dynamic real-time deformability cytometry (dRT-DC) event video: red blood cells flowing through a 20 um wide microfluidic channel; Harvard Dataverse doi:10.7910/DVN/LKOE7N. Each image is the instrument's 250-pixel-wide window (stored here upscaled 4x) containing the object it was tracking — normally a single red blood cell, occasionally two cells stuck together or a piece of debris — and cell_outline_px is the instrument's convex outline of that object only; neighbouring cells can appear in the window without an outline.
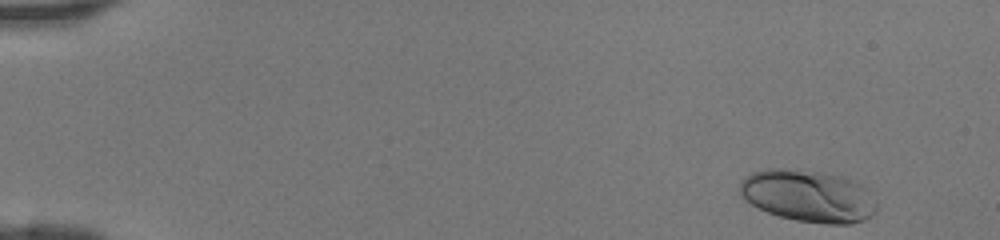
{"species": "human", "species_latin": "Homo sapiens", "temperature_condition": "room temperature", "stored_images_in_passage": 44, "camera_frame_rate_fps": 3000, "um_per_image_px": 0.085, "donor": {"sex": "female"}, "frame": {"image": 1, "passage_image": 1, "time_ms": 0.0, "image_size_px": [1000, 240], "cell_outline_px": [[876, 212], [864, 220], [852, 224], [828, 224], [796, 220], [780, 216], [768, 212], [744, 200], [740, 192], [740, 180], [744, 176], [752, 172], [768, 168], [784, 168], [824, 172], [844, 176], [860, 184], [864, 188], [876, 204]], "centroid_in_image_um": [68.67, 16.64], "position_along_channel_um": 16.3, "area_um2": 41.56}}
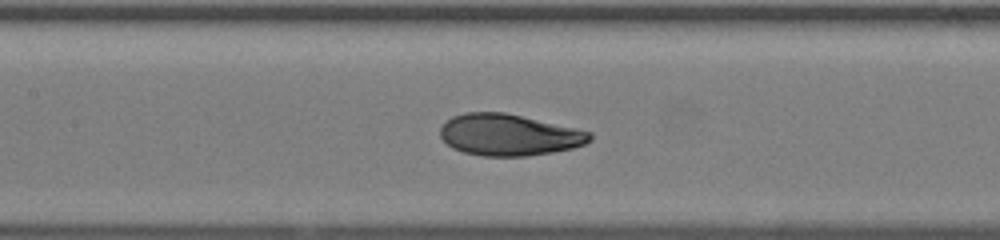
{"frame": {"image": 2, "passage_image": 20, "time_ms": 6.333, "image_size_px": [1000, 240], "cell_outline_px": [[592, 140], [584, 144], [572, 148], [552, 152], [528, 156], [484, 156], [464, 152], [452, 148], [440, 136], [440, 128], [452, 116], [464, 112], [504, 112], [576, 128], [592, 132]], "centroid_in_image_um": [43.26, 11.46], "position_along_channel_um": 164.1, "area_um2": 36.13}}
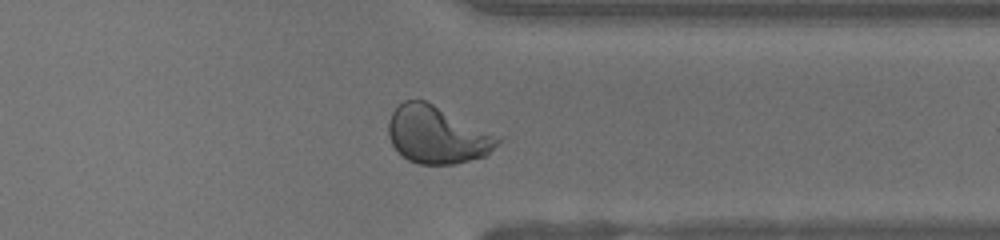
{"frame": {"image": 3, "passage_image": 34, "time_ms": 11.0, "image_size_px": [1000, 240], "cell_outline_px": [[504, 140], [484, 156], [452, 164], [420, 164], [408, 160], [392, 144], [388, 136], [388, 120], [392, 112], [404, 100], [424, 100], [500, 136]], "centroid_in_image_um": [37.15, 11.46], "position_along_channel_um": 374.2, "area_um2": 36.18}}